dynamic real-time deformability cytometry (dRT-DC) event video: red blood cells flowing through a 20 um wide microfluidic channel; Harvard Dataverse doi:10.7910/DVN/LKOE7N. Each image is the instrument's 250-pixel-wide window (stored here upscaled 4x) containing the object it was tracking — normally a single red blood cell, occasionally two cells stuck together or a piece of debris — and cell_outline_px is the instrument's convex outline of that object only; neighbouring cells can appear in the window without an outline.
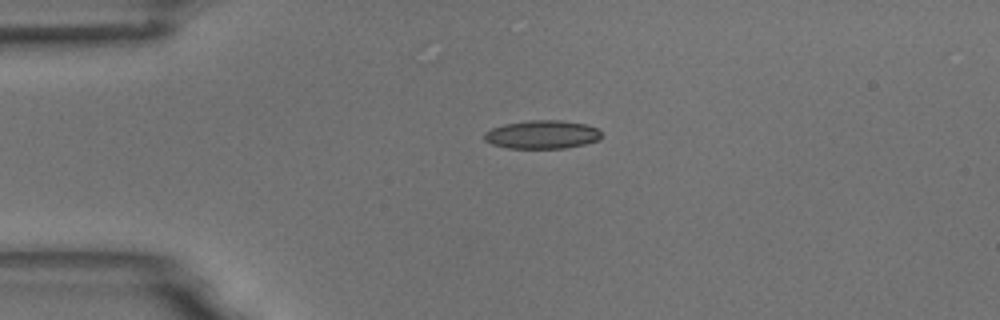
{"species": "common noctule bat (a hibernating species)", "species_latin": "Nyctalus noctula", "temperature_condition": "room temperature", "stored_images_in_passage": 2, "camera_frame_rate_fps": 3000, "um_per_image_px": 0.085, "animal": {"sex": "male", "body_mass_g": 18.8}, "frame": {"image": 1, "passage_image": 2, "time_ms": 2.0, "image_size_px": [1000, 320], "cell_outline_px": [[600, 140], [584, 144], [564, 148], [508, 148], [492, 144], [484, 140], [484, 132], [492, 128], [504, 124], [528, 120], [560, 120], [584, 124], [596, 128], [600, 132]], "centroid_in_image_um": [46.05, 11.43], "position_along_channel_um": 39.0, "area_um2": 19.31}}